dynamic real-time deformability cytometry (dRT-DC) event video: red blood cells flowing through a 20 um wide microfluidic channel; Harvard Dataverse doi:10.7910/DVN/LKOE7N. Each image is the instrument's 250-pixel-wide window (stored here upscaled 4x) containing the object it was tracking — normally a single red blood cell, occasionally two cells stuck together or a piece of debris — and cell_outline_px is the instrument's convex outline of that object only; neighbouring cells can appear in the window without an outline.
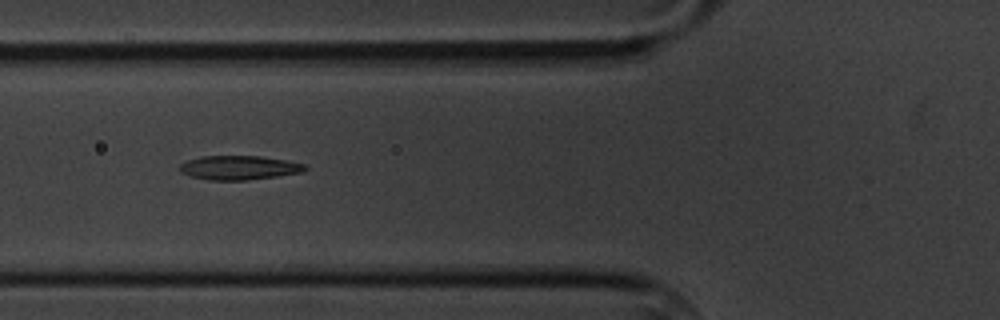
{"species": "common noctule bat (a hibernating species)", "species_latin": "Nyctalus noctula", "temperature_condition": "cold", "stored_images_in_passage": 7, "camera_frame_rate_fps": 3000, "um_per_image_px": 0.085, "animal": {"sex": "male", "body_mass_g": 20.1, "forearm_length_mm": 53.5}, "frame": {"image": 1, "passage_image": 6, "time_ms": 6.0, "image_size_px": [1000, 320], "cell_outline_px": [[308, 168], [304, 172], [248, 180], [208, 180], [192, 176], [180, 172], [180, 164], [188, 160], [200, 156], [260, 156], [284, 160], [304, 164]], "centroid_in_image_um": [20.32, 14.25], "position_along_channel_um": 105.5, "area_um2": 17.51}}
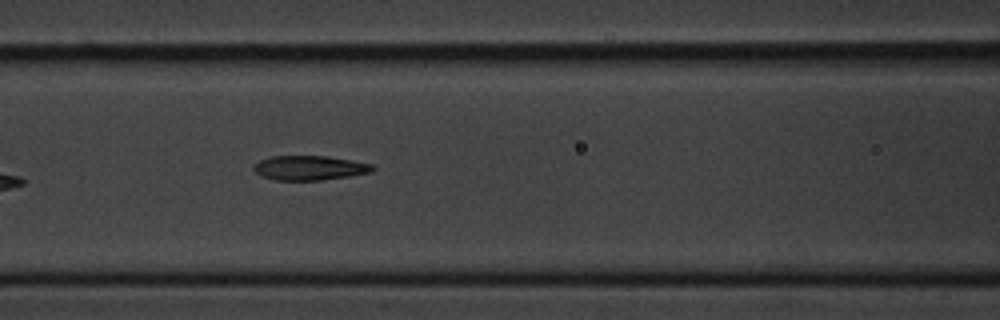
{"frame": {"image": 2, "passage_image": 7, "time_ms": 7.0, "image_size_px": [1000, 320], "cell_outline_px": [[376, 168], [372, 172], [348, 176], [320, 180], [276, 180], [260, 176], [252, 168], [260, 160], [272, 156], [328, 156], [352, 160], [372, 164]], "centroid_in_image_um": [26.32, 14.27], "position_along_channel_um": 140.3, "area_um2": 16.94}}